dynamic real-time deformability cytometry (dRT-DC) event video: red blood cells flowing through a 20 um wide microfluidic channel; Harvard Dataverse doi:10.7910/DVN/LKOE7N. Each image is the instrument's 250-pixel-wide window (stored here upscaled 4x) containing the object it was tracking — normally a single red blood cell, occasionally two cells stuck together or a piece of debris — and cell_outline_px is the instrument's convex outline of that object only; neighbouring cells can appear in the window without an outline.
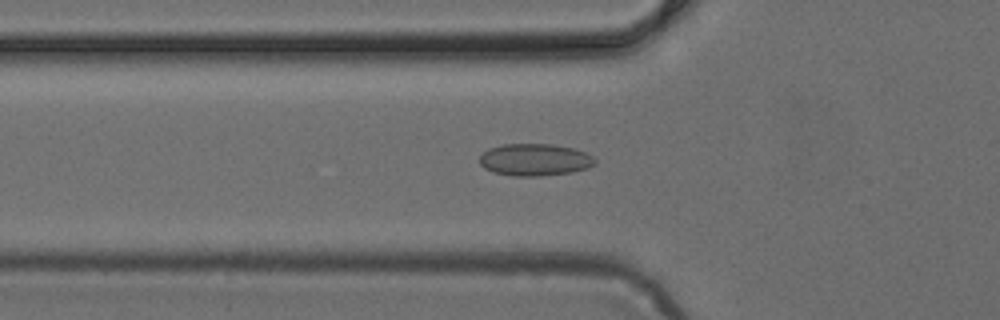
{"species": "common noctule bat (a hibernating species)", "species_latin": "Nyctalus noctula", "temperature_condition": "cold", "stored_images_in_passage": 49, "camera_frame_rate_fps": 3000, "um_per_image_px": 0.085, "animal": {"sex": "female", "body_mass_g": 24.6, "forearm_length_mm": 56.2}, "frame": {"image": 1, "passage_image": 17, "time_ms": 5.333, "image_size_px": [1000, 320], "cell_outline_px": [[596, 164], [588, 168], [572, 172], [540, 176], [512, 176], [492, 172], [484, 168], [480, 164], [480, 156], [488, 148], [504, 144], [552, 144], [572, 148], [584, 152], [592, 156], [596, 160]], "centroid_in_image_um": [45.45, 13.58], "position_along_channel_um": 80.4, "area_um2": 21.68}}
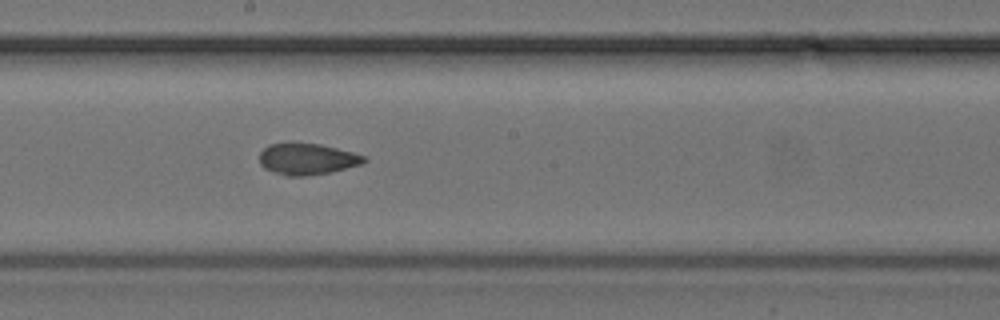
{"frame": {"image": 2, "passage_image": 27, "time_ms": 8.667, "image_size_px": [1000, 320], "cell_outline_px": [[368, 160], [360, 164], [328, 172], [308, 176], [284, 176], [264, 168], [260, 164], [260, 152], [268, 144], [288, 140], [320, 144], [352, 152], [364, 156]], "centroid_in_image_um": [26.02, 13.48], "position_along_channel_um": 222.2, "area_um2": 19.48}}
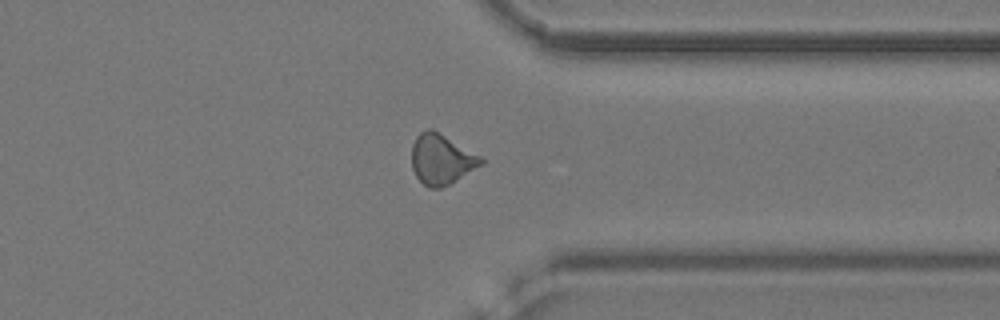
{"frame": {"image": 3, "passage_image": 38, "time_ms": 12.333, "image_size_px": [1000, 320], "cell_outline_px": [[484, 164], [448, 184], [440, 188], [428, 188], [416, 176], [412, 168], [412, 144], [416, 136], [420, 132], [428, 128], [432, 128], [440, 132], [480, 156], [484, 160]], "centroid_in_image_um": [37.5, 13.52], "position_along_channel_um": 373.9, "area_um2": 20.23}}